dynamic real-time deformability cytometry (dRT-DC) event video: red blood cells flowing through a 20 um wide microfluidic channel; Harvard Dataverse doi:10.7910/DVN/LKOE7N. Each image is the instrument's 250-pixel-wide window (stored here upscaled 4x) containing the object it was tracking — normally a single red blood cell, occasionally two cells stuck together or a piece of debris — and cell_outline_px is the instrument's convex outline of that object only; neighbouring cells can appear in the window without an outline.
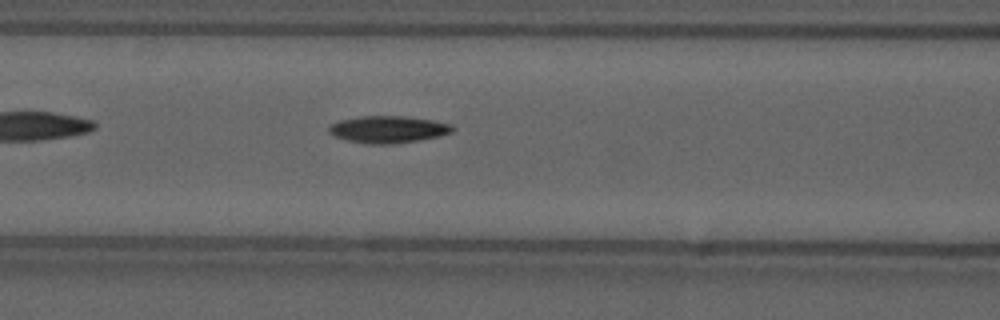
{"species": "common noctule bat (a hibernating species)", "species_latin": "Nyctalus noctula", "temperature_condition": "cold", "stored_images_in_passage": 38, "camera_frame_rate_fps": 3000, "um_per_image_px": 0.085, "animal": {"sex": "male", "forearm_length_mm": 52.5}, "frame": {"image": 1, "passage_image": 6, "time_ms": 1.667, "image_size_px": [1000, 320], "cell_outline_px": [[456, 128], [452, 132], [440, 136], [420, 140], [388, 144], [368, 144], [348, 140], [336, 136], [328, 132], [328, 128], [332, 124], [340, 120], [360, 116], [408, 116], [432, 120], [452, 124]], "centroid_in_image_um": [33.04, 10.99], "position_along_channel_um": 133.6, "area_um2": 19.48}, "authors_computed_cell_mechanics": {"area_um2": 18.0336, "velocity_mm_per_s": 3.6935, "shape_relaxation_time_tau1_ms": 6.0291, "shape_relaxation_time_tau2_ms": null, "deformation_change_tau1": 0.1546, "deformation_change_tau2": null}}